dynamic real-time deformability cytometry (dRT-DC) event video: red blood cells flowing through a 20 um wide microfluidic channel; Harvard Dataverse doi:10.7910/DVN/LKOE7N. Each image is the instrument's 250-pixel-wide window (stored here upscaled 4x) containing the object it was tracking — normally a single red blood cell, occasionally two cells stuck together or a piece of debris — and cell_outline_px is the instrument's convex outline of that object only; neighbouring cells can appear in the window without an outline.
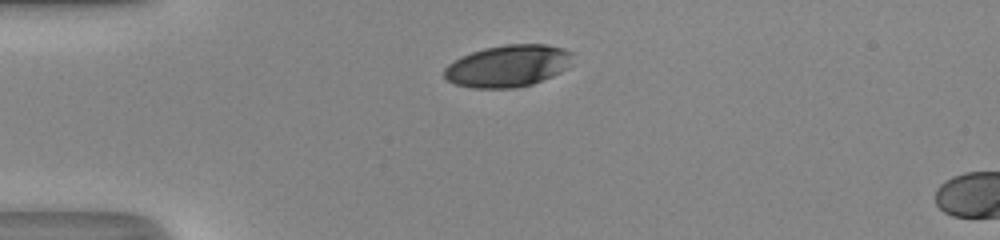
{"species": "human", "species_latin": "Homo sapiens", "temperature_condition": "room temperature", "stored_images_in_passage": 5, "camera_frame_rate_fps": 3000, "um_per_image_px": 0.085, "donor": {"sex": "male"}, "frame": {"image": 1, "passage_image": 1, "time_ms": 0.0, "image_size_px": [1000, 240], "cell_outline_px": [[576, 52], [568, 68], [552, 76], [532, 84], [512, 88], [472, 88], [456, 84], [448, 80], [444, 76], [444, 68], [448, 64], [460, 56], [484, 48], [504, 44], [548, 44], [564, 48]], "centroid_in_image_um": [43.21, 5.59], "position_along_channel_um": 41.8, "area_um2": 31.73}}